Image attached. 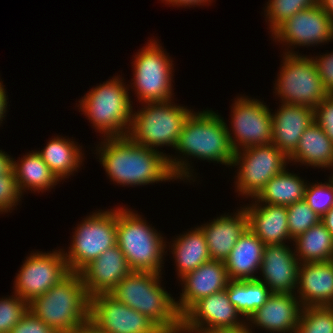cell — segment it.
Masks as SVG:
<instances>
[{
	"instance_id": "6da1fadb",
	"label": "cell",
	"mask_w": 333,
	"mask_h": 333,
	"mask_svg": "<svg viewBox=\"0 0 333 333\" xmlns=\"http://www.w3.org/2000/svg\"><path fill=\"white\" fill-rule=\"evenodd\" d=\"M101 140V144L96 147L99 162L109 178L117 184L144 186L173 179L184 181L186 178L190 181L193 176L190 169L192 166L185 156L175 158L166 155L159 150L138 145L128 136L105 137Z\"/></svg>"
},
{
	"instance_id": "7a4b0ae2",
	"label": "cell",
	"mask_w": 333,
	"mask_h": 333,
	"mask_svg": "<svg viewBox=\"0 0 333 333\" xmlns=\"http://www.w3.org/2000/svg\"><path fill=\"white\" fill-rule=\"evenodd\" d=\"M161 275L132 271L109 295L149 317L165 333H181V316L176 309L174 297L161 287Z\"/></svg>"
},
{
	"instance_id": "3957f363",
	"label": "cell",
	"mask_w": 333,
	"mask_h": 333,
	"mask_svg": "<svg viewBox=\"0 0 333 333\" xmlns=\"http://www.w3.org/2000/svg\"><path fill=\"white\" fill-rule=\"evenodd\" d=\"M29 311L57 333L69 332L88 322L90 297L81 275L70 272L46 293L29 302Z\"/></svg>"
},
{
	"instance_id": "277c9868",
	"label": "cell",
	"mask_w": 333,
	"mask_h": 333,
	"mask_svg": "<svg viewBox=\"0 0 333 333\" xmlns=\"http://www.w3.org/2000/svg\"><path fill=\"white\" fill-rule=\"evenodd\" d=\"M124 78L115 76L95 88H91L82 100L80 110L93 124L102 137H125L131 126L133 106L129 96V88Z\"/></svg>"
},
{
	"instance_id": "5b68a950",
	"label": "cell",
	"mask_w": 333,
	"mask_h": 333,
	"mask_svg": "<svg viewBox=\"0 0 333 333\" xmlns=\"http://www.w3.org/2000/svg\"><path fill=\"white\" fill-rule=\"evenodd\" d=\"M175 150L189 158L232 166L234 150L229 141L227 124L213 110L193 111L186 119Z\"/></svg>"
},
{
	"instance_id": "8992f818",
	"label": "cell",
	"mask_w": 333,
	"mask_h": 333,
	"mask_svg": "<svg viewBox=\"0 0 333 333\" xmlns=\"http://www.w3.org/2000/svg\"><path fill=\"white\" fill-rule=\"evenodd\" d=\"M166 243L141 215L117 207V245L132 271L162 274Z\"/></svg>"
},
{
	"instance_id": "52a82bcc",
	"label": "cell",
	"mask_w": 333,
	"mask_h": 333,
	"mask_svg": "<svg viewBox=\"0 0 333 333\" xmlns=\"http://www.w3.org/2000/svg\"><path fill=\"white\" fill-rule=\"evenodd\" d=\"M143 104L144 108L132 113L127 136L134 143L148 148L158 150L157 147L166 145L175 149L184 123L193 111L171 100Z\"/></svg>"
},
{
	"instance_id": "ba28073f",
	"label": "cell",
	"mask_w": 333,
	"mask_h": 333,
	"mask_svg": "<svg viewBox=\"0 0 333 333\" xmlns=\"http://www.w3.org/2000/svg\"><path fill=\"white\" fill-rule=\"evenodd\" d=\"M86 216L75 228L68 253L63 251L70 272L79 273L108 248L117 244V208Z\"/></svg>"
},
{
	"instance_id": "9c48e42d",
	"label": "cell",
	"mask_w": 333,
	"mask_h": 333,
	"mask_svg": "<svg viewBox=\"0 0 333 333\" xmlns=\"http://www.w3.org/2000/svg\"><path fill=\"white\" fill-rule=\"evenodd\" d=\"M280 74L275 82V93L286 104L314 109L329 93L318 75L311 57L284 53Z\"/></svg>"
},
{
	"instance_id": "30bf717a",
	"label": "cell",
	"mask_w": 333,
	"mask_h": 333,
	"mask_svg": "<svg viewBox=\"0 0 333 333\" xmlns=\"http://www.w3.org/2000/svg\"><path fill=\"white\" fill-rule=\"evenodd\" d=\"M155 39L149 40L141 51L136 53L133 63L135 94L139 102H157L172 100L174 90L173 80V61L161 44ZM165 51V52H164Z\"/></svg>"
},
{
	"instance_id": "8fae6325",
	"label": "cell",
	"mask_w": 333,
	"mask_h": 333,
	"mask_svg": "<svg viewBox=\"0 0 333 333\" xmlns=\"http://www.w3.org/2000/svg\"><path fill=\"white\" fill-rule=\"evenodd\" d=\"M287 163L288 158L272 143L241 149L234 153L232 165L238 166L235 189L239 195L254 199Z\"/></svg>"
},
{
	"instance_id": "7c38bea8",
	"label": "cell",
	"mask_w": 333,
	"mask_h": 333,
	"mask_svg": "<svg viewBox=\"0 0 333 333\" xmlns=\"http://www.w3.org/2000/svg\"><path fill=\"white\" fill-rule=\"evenodd\" d=\"M231 108L232 129L227 126V131L234 152L272 142V113L266 104L258 99L238 96Z\"/></svg>"
},
{
	"instance_id": "4fadbf2b",
	"label": "cell",
	"mask_w": 333,
	"mask_h": 333,
	"mask_svg": "<svg viewBox=\"0 0 333 333\" xmlns=\"http://www.w3.org/2000/svg\"><path fill=\"white\" fill-rule=\"evenodd\" d=\"M70 270L63 250L33 252L26 257L14 282V292L31 302L64 279Z\"/></svg>"
},
{
	"instance_id": "5bb4252c",
	"label": "cell",
	"mask_w": 333,
	"mask_h": 333,
	"mask_svg": "<svg viewBox=\"0 0 333 333\" xmlns=\"http://www.w3.org/2000/svg\"><path fill=\"white\" fill-rule=\"evenodd\" d=\"M271 36L275 42L277 40L279 43L287 45L285 53L297 54L298 52L291 49L289 51V48L332 42L333 22L318 3L294 14L281 24Z\"/></svg>"
},
{
	"instance_id": "9a60e30c",
	"label": "cell",
	"mask_w": 333,
	"mask_h": 333,
	"mask_svg": "<svg viewBox=\"0 0 333 333\" xmlns=\"http://www.w3.org/2000/svg\"><path fill=\"white\" fill-rule=\"evenodd\" d=\"M89 320L104 333H165L149 317L109 294L90 298Z\"/></svg>"
},
{
	"instance_id": "2e32d148",
	"label": "cell",
	"mask_w": 333,
	"mask_h": 333,
	"mask_svg": "<svg viewBox=\"0 0 333 333\" xmlns=\"http://www.w3.org/2000/svg\"><path fill=\"white\" fill-rule=\"evenodd\" d=\"M240 316L225 288L199 299L181 316V333H204L214 328L242 326L246 322L240 320Z\"/></svg>"
},
{
	"instance_id": "e0dca14e",
	"label": "cell",
	"mask_w": 333,
	"mask_h": 333,
	"mask_svg": "<svg viewBox=\"0 0 333 333\" xmlns=\"http://www.w3.org/2000/svg\"><path fill=\"white\" fill-rule=\"evenodd\" d=\"M300 264L294 250L285 243L266 245L259 270L263 279L257 277V280L271 293L295 294Z\"/></svg>"
},
{
	"instance_id": "ac0fdd59",
	"label": "cell",
	"mask_w": 333,
	"mask_h": 333,
	"mask_svg": "<svg viewBox=\"0 0 333 333\" xmlns=\"http://www.w3.org/2000/svg\"><path fill=\"white\" fill-rule=\"evenodd\" d=\"M131 272L124 253L116 244L86 265L79 274L91 298L97 294H109Z\"/></svg>"
},
{
	"instance_id": "d6986e66",
	"label": "cell",
	"mask_w": 333,
	"mask_h": 333,
	"mask_svg": "<svg viewBox=\"0 0 333 333\" xmlns=\"http://www.w3.org/2000/svg\"><path fill=\"white\" fill-rule=\"evenodd\" d=\"M180 279L183 290L179 301H175L180 316L199 299L225 289L230 281L224 262L217 260L203 263Z\"/></svg>"
},
{
	"instance_id": "ffe728a7",
	"label": "cell",
	"mask_w": 333,
	"mask_h": 333,
	"mask_svg": "<svg viewBox=\"0 0 333 333\" xmlns=\"http://www.w3.org/2000/svg\"><path fill=\"white\" fill-rule=\"evenodd\" d=\"M301 310L302 305L296 294L272 293L264 305L246 320L249 321L246 323L251 329L253 326L271 333H295Z\"/></svg>"
},
{
	"instance_id": "44dd1931",
	"label": "cell",
	"mask_w": 333,
	"mask_h": 333,
	"mask_svg": "<svg viewBox=\"0 0 333 333\" xmlns=\"http://www.w3.org/2000/svg\"><path fill=\"white\" fill-rule=\"evenodd\" d=\"M271 117V143L288 158L295 151L302 133L315 121L314 109L282 102Z\"/></svg>"
},
{
	"instance_id": "7402d4cb",
	"label": "cell",
	"mask_w": 333,
	"mask_h": 333,
	"mask_svg": "<svg viewBox=\"0 0 333 333\" xmlns=\"http://www.w3.org/2000/svg\"><path fill=\"white\" fill-rule=\"evenodd\" d=\"M296 289L302 307L333 306V264L330 261L301 263Z\"/></svg>"
},
{
	"instance_id": "603a6c76",
	"label": "cell",
	"mask_w": 333,
	"mask_h": 333,
	"mask_svg": "<svg viewBox=\"0 0 333 333\" xmlns=\"http://www.w3.org/2000/svg\"><path fill=\"white\" fill-rule=\"evenodd\" d=\"M232 215H221L199 228L204 233L211 260L224 262L240 236L248 228V217L243 207Z\"/></svg>"
},
{
	"instance_id": "cb8c5ba5",
	"label": "cell",
	"mask_w": 333,
	"mask_h": 333,
	"mask_svg": "<svg viewBox=\"0 0 333 333\" xmlns=\"http://www.w3.org/2000/svg\"><path fill=\"white\" fill-rule=\"evenodd\" d=\"M254 202L243 207L248 217V228L265 245L293 241L288 229L287 206Z\"/></svg>"
},
{
	"instance_id": "d4e9b609",
	"label": "cell",
	"mask_w": 333,
	"mask_h": 333,
	"mask_svg": "<svg viewBox=\"0 0 333 333\" xmlns=\"http://www.w3.org/2000/svg\"><path fill=\"white\" fill-rule=\"evenodd\" d=\"M265 244L249 229L240 236L224 261L230 280H256Z\"/></svg>"
},
{
	"instance_id": "484cf974",
	"label": "cell",
	"mask_w": 333,
	"mask_h": 333,
	"mask_svg": "<svg viewBox=\"0 0 333 333\" xmlns=\"http://www.w3.org/2000/svg\"><path fill=\"white\" fill-rule=\"evenodd\" d=\"M333 170V142L314 121L303 133L288 162Z\"/></svg>"
},
{
	"instance_id": "4316f807",
	"label": "cell",
	"mask_w": 333,
	"mask_h": 333,
	"mask_svg": "<svg viewBox=\"0 0 333 333\" xmlns=\"http://www.w3.org/2000/svg\"><path fill=\"white\" fill-rule=\"evenodd\" d=\"M177 237L169 247L175 256L178 278H182L188 272L210 261L211 256L206 238L199 226Z\"/></svg>"
},
{
	"instance_id": "83f0119b",
	"label": "cell",
	"mask_w": 333,
	"mask_h": 333,
	"mask_svg": "<svg viewBox=\"0 0 333 333\" xmlns=\"http://www.w3.org/2000/svg\"><path fill=\"white\" fill-rule=\"evenodd\" d=\"M62 137L54 136L44 149L36 151L59 181L73 175L84 161L82 147Z\"/></svg>"
},
{
	"instance_id": "f1b7e54d",
	"label": "cell",
	"mask_w": 333,
	"mask_h": 333,
	"mask_svg": "<svg viewBox=\"0 0 333 333\" xmlns=\"http://www.w3.org/2000/svg\"><path fill=\"white\" fill-rule=\"evenodd\" d=\"M16 161L13 159V170L21 194L25 190L44 192L58 184L59 180L36 151Z\"/></svg>"
},
{
	"instance_id": "f546056e",
	"label": "cell",
	"mask_w": 333,
	"mask_h": 333,
	"mask_svg": "<svg viewBox=\"0 0 333 333\" xmlns=\"http://www.w3.org/2000/svg\"><path fill=\"white\" fill-rule=\"evenodd\" d=\"M298 174L283 169L278 175L271 178L254 200L280 206H289L304 199L307 182Z\"/></svg>"
},
{
	"instance_id": "4dcf8cb0",
	"label": "cell",
	"mask_w": 333,
	"mask_h": 333,
	"mask_svg": "<svg viewBox=\"0 0 333 333\" xmlns=\"http://www.w3.org/2000/svg\"><path fill=\"white\" fill-rule=\"evenodd\" d=\"M292 243L296 245L294 253L300 263L327 262L333 255V236L322 222L297 236Z\"/></svg>"
},
{
	"instance_id": "1f68e13d",
	"label": "cell",
	"mask_w": 333,
	"mask_h": 333,
	"mask_svg": "<svg viewBox=\"0 0 333 333\" xmlns=\"http://www.w3.org/2000/svg\"><path fill=\"white\" fill-rule=\"evenodd\" d=\"M230 302L246 320L266 302L272 294L269 288L256 280H230L226 286Z\"/></svg>"
},
{
	"instance_id": "d6a6232c",
	"label": "cell",
	"mask_w": 333,
	"mask_h": 333,
	"mask_svg": "<svg viewBox=\"0 0 333 333\" xmlns=\"http://www.w3.org/2000/svg\"><path fill=\"white\" fill-rule=\"evenodd\" d=\"M295 333H333V306L302 307Z\"/></svg>"
},
{
	"instance_id": "836d02e7",
	"label": "cell",
	"mask_w": 333,
	"mask_h": 333,
	"mask_svg": "<svg viewBox=\"0 0 333 333\" xmlns=\"http://www.w3.org/2000/svg\"><path fill=\"white\" fill-rule=\"evenodd\" d=\"M319 0H269L264 11L271 34L297 12L315 6Z\"/></svg>"
},
{
	"instance_id": "e575fe53",
	"label": "cell",
	"mask_w": 333,
	"mask_h": 333,
	"mask_svg": "<svg viewBox=\"0 0 333 333\" xmlns=\"http://www.w3.org/2000/svg\"><path fill=\"white\" fill-rule=\"evenodd\" d=\"M287 216L289 234L292 239L321 222V217L311 209L304 199L287 206Z\"/></svg>"
},
{
	"instance_id": "d590c367",
	"label": "cell",
	"mask_w": 333,
	"mask_h": 333,
	"mask_svg": "<svg viewBox=\"0 0 333 333\" xmlns=\"http://www.w3.org/2000/svg\"><path fill=\"white\" fill-rule=\"evenodd\" d=\"M304 200L320 217L331 209L333 207V173L329 182L307 183Z\"/></svg>"
},
{
	"instance_id": "8d00e7d4",
	"label": "cell",
	"mask_w": 333,
	"mask_h": 333,
	"mask_svg": "<svg viewBox=\"0 0 333 333\" xmlns=\"http://www.w3.org/2000/svg\"><path fill=\"white\" fill-rule=\"evenodd\" d=\"M28 311L29 303L15 293L0 298V333H10Z\"/></svg>"
},
{
	"instance_id": "74e56055",
	"label": "cell",
	"mask_w": 333,
	"mask_h": 333,
	"mask_svg": "<svg viewBox=\"0 0 333 333\" xmlns=\"http://www.w3.org/2000/svg\"><path fill=\"white\" fill-rule=\"evenodd\" d=\"M21 197L14 170L9 174L0 175V213L14 210Z\"/></svg>"
},
{
	"instance_id": "f35d334b",
	"label": "cell",
	"mask_w": 333,
	"mask_h": 333,
	"mask_svg": "<svg viewBox=\"0 0 333 333\" xmlns=\"http://www.w3.org/2000/svg\"><path fill=\"white\" fill-rule=\"evenodd\" d=\"M314 120L333 142V94H328L314 108Z\"/></svg>"
},
{
	"instance_id": "ab89813d",
	"label": "cell",
	"mask_w": 333,
	"mask_h": 333,
	"mask_svg": "<svg viewBox=\"0 0 333 333\" xmlns=\"http://www.w3.org/2000/svg\"><path fill=\"white\" fill-rule=\"evenodd\" d=\"M10 333H57L52 327L46 325L28 311L24 317L10 330Z\"/></svg>"
},
{
	"instance_id": "60d3db41",
	"label": "cell",
	"mask_w": 333,
	"mask_h": 333,
	"mask_svg": "<svg viewBox=\"0 0 333 333\" xmlns=\"http://www.w3.org/2000/svg\"><path fill=\"white\" fill-rule=\"evenodd\" d=\"M312 58L324 88L329 94H333V52Z\"/></svg>"
},
{
	"instance_id": "b9f144b4",
	"label": "cell",
	"mask_w": 333,
	"mask_h": 333,
	"mask_svg": "<svg viewBox=\"0 0 333 333\" xmlns=\"http://www.w3.org/2000/svg\"><path fill=\"white\" fill-rule=\"evenodd\" d=\"M13 159L5 151L0 150V175L9 174L13 170Z\"/></svg>"
},
{
	"instance_id": "7bdbcfd3",
	"label": "cell",
	"mask_w": 333,
	"mask_h": 333,
	"mask_svg": "<svg viewBox=\"0 0 333 333\" xmlns=\"http://www.w3.org/2000/svg\"><path fill=\"white\" fill-rule=\"evenodd\" d=\"M252 329L245 323L242 326L227 327V328H214L204 333H252Z\"/></svg>"
},
{
	"instance_id": "ee69618b",
	"label": "cell",
	"mask_w": 333,
	"mask_h": 333,
	"mask_svg": "<svg viewBox=\"0 0 333 333\" xmlns=\"http://www.w3.org/2000/svg\"><path fill=\"white\" fill-rule=\"evenodd\" d=\"M165 1L166 4L172 5V6H184V7H190V6H203L207 3H211V0H161Z\"/></svg>"
},
{
	"instance_id": "f6af8a7d",
	"label": "cell",
	"mask_w": 333,
	"mask_h": 333,
	"mask_svg": "<svg viewBox=\"0 0 333 333\" xmlns=\"http://www.w3.org/2000/svg\"><path fill=\"white\" fill-rule=\"evenodd\" d=\"M6 89L3 86V82L0 81V125L5 118L6 112H7V100H8V95L6 94ZM7 95V96H6ZM4 117V118H3Z\"/></svg>"
},
{
	"instance_id": "bcb514c9",
	"label": "cell",
	"mask_w": 333,
	"mask_h": 333,
	"mask_svg": "<svg viewBox=\"0 0 333 333\" xmlns=\"http://www.w3.org/2000/svg\"><path fill=\"white\" fill-rule=\"evenodd\" d=\"M66 333H104L98 329L90 320L76 329H73Z\"/></svg>"
},
{
	"instance_id": "7dc6e473",
	"label": "cell",
	"mask_w": 333,
	"mask_h": 333,
	"mask_svg": "<svg viewBox=\"0 0 333 333\" xmlns=\"http://www.w3.org/2000/svg\"><path fill=\"white\" fill-rule=\"evenodd\" d=\"M321 222L333 236V207L321 217Z\"/></svg>"
},
{
	"instance_id": "c3c4849f",
	"label": "cell",
	"mask_w": 333,
	"mask_h": 333,
	"mask_svg": "<svg viewBox=\"0 0 333 333\" xmlns=\"http://www.w3.org/2000/svg\"><path fill=\"white\" fill-rule=\"evenodd\" d=\"M319 3L333 22V0H319Z\"/></svg>"
},
{
	"instance_id": "681fc988",
	"label": "cell",
	"mask_w": 333,
	"mask_h": 333,
	"mask_svg": "<svg viewBox=\"0 0 333 333\" xmlns=\"http://www.w3.org/2000/svg\"><path fill=\"white\" fill-rule=\"evenodd\" d=\"M330 262L333 264V255H332L331 259H330Z\"/></svg>"
}]
</instances>
